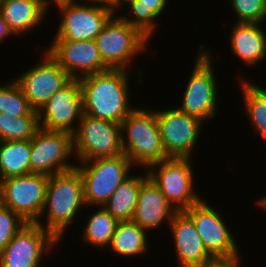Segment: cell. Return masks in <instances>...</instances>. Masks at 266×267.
I'll return each instance as SVG.
<instances>
[{"label":"cell","instance_id":"1","mask_svg":"<svg viewBox=\"0 0 266 267\" xmlns=\"http://www.w3.org/2000/svg\"><path fill=\"white\" fill-rule=\"evenodd\" d=\"M130 72L108 69L78 79L83 94L84 114L121 124L137 107L132 103L133 100L130 103Z\"/></svg>","mask_w":266,"mask_h":267},{"label":"cell","instance_id":"2","mask_svg":"<svg viewBox=\"0 0 266 267\" xmlns=\"http://www.w3.org/2000/svg\"><path fill=\"white\" fill-rule=\"evenodd\" d=\"M85 207L83 181L79 170L75 167L53 174L49 176L45 204L36 223L62 242L66 230L68 231L73 222L76 223L75 219Z\"/></svg>","mask_w":266,"mask_h":267},{"label":"cell","instance_id":"3","mask_svg":"<svg viewBox=\"0 0 266 267\" xmlns=\"http://www.w3.org/2000/svg\"><path fill=\"white\" fill-rule=\"evenodd\" d=\"M124 154L142 171L168 159L153 108L138 105L121 123Z\"/></svg>","mask_w":266,"mask_h":267},{"label":"cell","instance_id":"4","mask_svg":"<svg viewBox=\"0 0 266 267\" xmlns=\"http://www.w3.org/2000/svg\"><path fill=\"white\" fill-rule=\"evenodd\" d=\"M207 47L205 43L197 46L198 52H195L193 70L188 76L189 80L184 88L182 103L177 108L184 113L198 117L205 123L211 119L215 120L218 112H221L217 111L221 103L218 98L220 97L218 77L213 64L214 55L209 46Z\"/></svg>","mask_w":266,"mask_h":267},{"label":"cell","instance_id":"5","mask_svg":"<svg viewBox=\"0 0 266 267\" xmlns=\"http://www.w3.org/2000/svg\"><path fill=\"white\" fill-rule=\"evenodd\" d=\"M76 163L83 181L84 201L90 209L104 206L120 183L136 168L124 153Z\"/></svg>","mask_w":266,"mask_h":267},{"label":"cell","instance_id":"6","mask_svg":"<svg viewBox=\"0 0 266 267\" xmlns=\"http://www.w3.org/2000/svg\"><path fill=\"white\" fill-rule=\"evenodd\" d=\"M103 64L108 69L131 70L133 60L147 51L150 41L115 13L95 38ZM149 43V44H148Z\"/></svg>","mask_w":266,"mask_h":267},{"label":"cell","instance_id":"7","mask_svg":"<svg viewBox=\"0 0 266 267\" xmlns=\"http://www.w3.org/2000/svg\"><path fill=\"white\" fill-rule=\"evenodd\" d=\"M193 158H168L147 168L148 177L176 211H184L202 198L195 189Z\"/></svg>","mask_w":266,"mask_h":267},{"label":"cell","instance_id":"8","mask_svg":"<svg viewBox=\"0 0 266 267\" xmlns=\"http://www.w3.org/2000/svg\"><path fill=\"white\" fill-rule=\"evenodd\" d=\"M59 25L52 40H95L103 26L116 13L112 7L79 1L60 2Z\"/></svg>","mask_w":266,"mask_h":267},{"label":"cell","instance_id":"9","mask_svg":"<svg viewBox=\"0 0 266 267\" xmlns=\"http://www.w3.org/2000/svg\"><path fill=\"white\" fill-rule=\"evenodd\" d=\"M175 107L154 108L163 148L168 158H192L206 123Z\"/></svg>","mask_w":266,"mask_h":267},{"label":"cell","instance_id":"10","mask_svg":"<svg viewBox=\"0 0 266 267\" xmlns=\"http://www.w3.org/2000/svg\"><path fill=\"white\" fill-rule=\"evenodd\" d=\"M73 135L77 162L123 154L121 124L83 114Z\"/></svg>","mask_w":266,"mask_h":267},{"label":"cell","instance_id":"11","mask_svg":"<svg viewBox=\"0 0 266 267\" xmlns=\"http://www.w3.org/2000/svg\"><path fill=\"white\" fill-rule=\"evenodd\" d=\"M73 156L71 133L40 128L30 140V174L51 176L72 170L77 165Z\"/></svg>","mask_w":266,"mask_h":267},{"label":"cell","instance_id":"12","mask_svg":"<svg viewBox=\"0 0 266 267\" xmlns=\"http://www.w3.org/2000/svg\"><path fill=\"white\" fill-rule=\"evenodd\" d=\"M60 243L39 224L27 223L0 253V267H42V261L46 262L43 259L56 251Z\"/></svg>","mask_w":266,"mask_h":267},{"label":"cell","instance_id":"13","mask_svg":"<svg viewBox=\"0 0 266 267\" xmlns=\"http://www.w3.org/2000/svg\"><path fill=\"white\" fill-rule=\"evenodd\" d=\"M49 176L31 173L0 180V203L36 223L43 210Z\"/></svg>","mask_w":266,"mask_h":267},{"label":"cell","instance_id":"14","mask_svg":"<svg viewBox=\"0 0 266 267\" xmlns=\"http://www.w3.org/2000/svg\"><path fill=\"white\" fill-rule=\"evenodd\" d=\"M203 199L184 212L193 220L205 249L213 258L243 257L223 214Z\"/></svg>","mask_w":266,"mask_h":267},{"label":"cell","instance_id":"15","mask_svg":"<svg viewBox=\"0 0 266 267\" xmlns=\"http://www.w3.org/2000/svg\"><path fill=\"white\" fill-rule=\"evenodd\" d=\"M40 61L20 75L13 77L22 88L30 106L39 109L57 91L66 86L72 78L44 49Z\"/></svg>","mask_w":266,"mask_h":267},{"label":"cell","instance_id":"16","mask_svg":"<svg viewBox=\"0 0 266 267\" xmlns=\"http://www.w3.org/2000/svg\"><path fill=\"white\" fill-rule=\"evenodd\" d=\"M83 114L82 89L79 80L72 79L39 109V126L48 131L73 134Z\"/></svg>","mask_w":266,"mask_h":267},{"label":"cell","instance_id":"17","mask_svg":"<svg viewBox=\"0 0 266 267\" xmlns=\"http://www.w3.org/2000/svg\"><path fill=\"white\" fill-rule=\"evenodd\" d=\"M45 50L72 79L108 70L95 40H51Z\"/></svg>","mask_w":266,"mask_h":267},{"label":"cell","instance_id":"18","mask_svg":"<svg viewBox=\"0 0 266 267\" xmlns=\"http://www.w3.org/2000/svg\"><path fill=\"white\" fill-rule=\"evenodd\" d=\"M169 231L177 257V267H199L211 261L213 257L205 249L193 220L184 212L177 211Z\"/></svg>","mask_w":266,"mask_h":267},{"label":"cell","instance_id":"19","mask_svg":"<svg viewBox=\"0 0 266 267\" xmlns=\"http://www.w3.org/2000/svg\"><path fill=\"white\" fill-rule=\"evenodd\" d=\"M176 212L160 189L148 177L141 185L132 221L147 232H153V230L162 229L165 222L169 225Z\"/></svg>","mask_w":266,"mask_h":267},{"label":"cell","instance_id":"20","mask_svg":"<svg viewBox=\"0 0 266 267\" xmlns=\"http://www.w3.org/2000/svg\"><path fill=\"white\" fill-rule=\"evenodd\" d=\"M49 11L44 0H3L0 5V14L15 38L31 34L47 23Z\"/></svg>","mask_w":266,"mask_h":267},{"label":"cell","instance_id":"21","mask_svg":"<svg viewBox=\"0 0 266 267\" xmlns=\"http://www.w3.org/2000/svg\"><path fill=\"white\" fill-rule=\"evenodd\" d=\"M263 26L262 23L234 22L231 27L229 50L249 68L266 62V29Z\"/></svg>","mask_w":266,"mask_h":267},{"label":"cell","instance_id":"22","mask_svg":"<svg viewBox=\"0 0 266 267\" xmlns=\"http://www.w3.org/2000/svg\"><path fill=\"white\" fill-rule=\"evenodd\" d=\"M169 0H129L123 7L128 12L117 14L132 27L136 28L149 41L153 38L160 24V16L168 8ZM158 21V22H157Z\"/></svg>","mask_w":266,"mask_h":267},{"label":"cell","instance_id":"23","mask_svg":"<svg viewBox=\"0 0 266 267\" xmlns=\"http://www.w3.org/2000/svg\"><path fill=\"white\" fill-rule=\"evenodd\" d=\"M144 173H131L103 206L118 222L132 220L141 185L148 178L146 169Z\"/></svg>","mask_w":266,"mask_h":267},{"label":"cell","instance_id":"24","mask_svg":"<svg viewBox=\"0 0 266 267\" xmlns=\"http://www.w3.org/2000/svg\"><path fill=\"white\" fill-rule=\"evenodd\" d=\"M148 233L132 220L120 221L116 225L114 235L107 249L114 255L124 258H138L142 255L144 257V254L149 253L150 245L148 244L152 238L149 239Z\"/></svg>","mask_w":266,"mask_h":267},{"label":"cell","instance_id":"25","mask_svg":"<svg viewBox=\"0 0 266 267\" xmlns=\"http://www.w3.org/2000/svg\"><path fill=\"white\" fill-rule=\"evenodd\" d=\"M240 91L243 95V110L247 115L251 128L256 131L266 145V91L263 86L255 84L253 80L239 77Z\"/></svg>","mask_w":266,"mask_h":267},{"label":"cell","instance_id":"26","mask_svg":"<svg viewBox=\"0 0 266 267\" xmlns=\"http://www.w3.org/2000/svg\"><path fill=\"white\" fill-rule=\"evenodd\" d=\"M94 208H96L95 213L88 216L87 224L82 226L80 239L84 242L83 244L94 247L93 249L107 250L118 221L103 206Z\"/></svg>","mask_w":266,"mask_h":267},{"label":"cell","instance_id":"27","mask_svg":"<svg viewBox=\"0 0 266 267\" xmlns=\"http://www.w3.org/2000/svg\"><path fill=\"white\" fill-rule=\"evenodd\" d=\"M30 174V140L0 141V180Z\"/></svg>","mask_w":266,"mask_h":267},{"label":"cell","instance_id":"28","mask_svg":"<svg viewBox=\"0 0 266 267\" xmlns=\"http://www.w3.org/2000/svg\"><path fill=\"white\" fill-rule=\"evenodd\" d=\"M40 129L38 116H12L0 112V141L31 140Z\"/></svg>","mask_w":266,"mask_h":267},{"label":"cell","instance_id":"29","mask_svg":"<svg viewBox=\"0 0 266 267\" xmlns=\"http://www.w3.org/2000/svg\"><path fill=\"white\" fill-rule=\"evenodd\" d=\"M3 84L0 85V112L17 117L38 116V112L30 106L22 88L15 79Z\"/></svg>","mask_w":266,"mask_h":267},{"label":"cell","instance_id":"30","mask_svg":"<svg viewBox=\"0 0 266 267\" xmlns=\"http://www.w3.org/2000/svg\"><path fill=\"white\" fill-rule=\"evenodd\" d=\"M236 23H264L265 0H230Z\"/></svg>","mask_w":266,"mask_h":267},{"label":"cell","instance_id":"31","mask_svg":"<svg viewBox=\"0 0 266 267\" xmlns=\"http://www.w3.org/2000/svg\"><path fill=\"white\" fill-rule=\"evenodd\" d=\"M27 222L10 208L0 203V253Z\"/></svg>","mask_w":266,"mask_h":267},{"label":"cell","instance_id":"32","mask_svg":"<svg viewBox=\"0 0 266 267\" xmlns=\"http://www.w3.org/2000/svg\"><path fill=\"white\" fill-rule=\"evenodd\" d=\"M242 257H230V258H213L211 261L205 263L199 267H241Z\"/></svg>","mask_w":266,"mask_h":267},{"label":"cell","instance_id":"33","mask_svg":"<svg viewBox=\"0 0 266 267\" xmlns=\"http://www.w3.org/2000/svg\"><path fill=\"white\" fill-rule=\"evenodd\" d=\"M11 36L14 37L12 33L8 30V27L0 14V42H4L5 39H9V37L12 38Z\"/></svg>","mask_w":266,"mask_h":267},{"label":"cell","instance_id":"34","mask_svg":"<svg viewBox=\"0 0 266 267\" xmlns=\"http://www.w3.org/2000/svg\"><path fill=\"white\" fill-rule=\"evenodd\" d=\"M129 0H112V8L117 13L119 10H121L122 6L128 2Z\"/></svg>","mask_w":266,"mask_h":267},{"label":"cell","instance_id":"35","mask_svg":"<svg viewBox=\"0 0 266 267\" xmlns=\"http://www.w3.org/2000/svg\"><path fill=\"white\" fill-rule=\"evenodd\" d=\"M78 1V0H76ZM79 2H88V3H96V4H103L109 7H112V0H79Z\"/></svg>","mask_w":266,"mask_h":267},{"label":"cell","instance_id":"36","mask_svg":"<svg viewBox=\"0 0 266 267\" xmlns=\"http://www.w3.org/2000/svg\"><path fill=\"white\" fill-rule=\"evenodd\" d=\"M257 203L258 206H260L262 208V210L264 209V211L266 212V195H262L261 198H259V200L257 199L255 204Z\"/></svg>","mask_w":266,"mask_h":267},{"label":"cell","instance_id":"37","mask_svg":"<svg viewBox=\"0 0 266 267\" xmlns=\"http://www.w3.org/2000/svg\"><path fill=\"white\" fill-rule=\"evenodd\" d=\"M66 1H76V0H44L45 4L50 8H52V5H55L60 2H66Z\"/></svg>","mask_w":266,"mask_h":267},{"label":"cell","instance_id":"38","mask_svg":"<svg viewBox=\"0 0 266 267\" xmlns=\"http://www.w3.org/2000/svg\"><path fill=\"white\" fill-rule=\"evenodd\" d=\"M266 0H265V14H264V24L266 25Z\"/></svg>","mask_w":266,"mask_h":267}]
</instances>
